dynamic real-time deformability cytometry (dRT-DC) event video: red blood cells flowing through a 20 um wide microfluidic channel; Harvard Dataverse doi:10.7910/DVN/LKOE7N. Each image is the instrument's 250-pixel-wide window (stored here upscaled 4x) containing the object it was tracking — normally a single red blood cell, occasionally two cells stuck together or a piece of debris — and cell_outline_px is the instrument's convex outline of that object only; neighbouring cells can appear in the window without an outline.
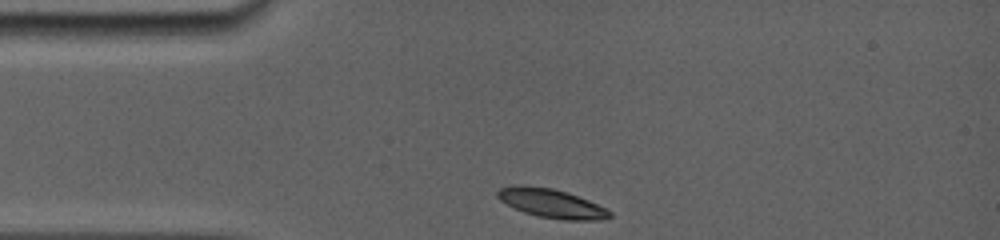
{"species": "common noctule bat (a hibernating species)", "species_latin": "Nyctalus noctula", "temperature_condition": "room temperature", "stored_images_in_passage": 30, "camera_frame_rate_fps": 5000, "um_per_image_px": 0.085, "animal": {"sex": "female", "body_mass_g": 19.0, "forearm_length_mm": 56.7}, "frame": {"image": 1, "passage_image": 1, "time_ms": 0.0, "image_size_px": [1000, 240], "cell_outline_px": [[612, 216], [600, 220], [564, 220], [536, 216], [524, 212], [500, 200], [496, 196], [496, 192], [500, 188], [512, 184], [520, 184], [552, 188], [568, 192], [588, 200], [612, 212]], "centroid_in_image_um": [46.84, 17.27], "position_along_channel_um": 38.2, "area_um2": 18.96}}
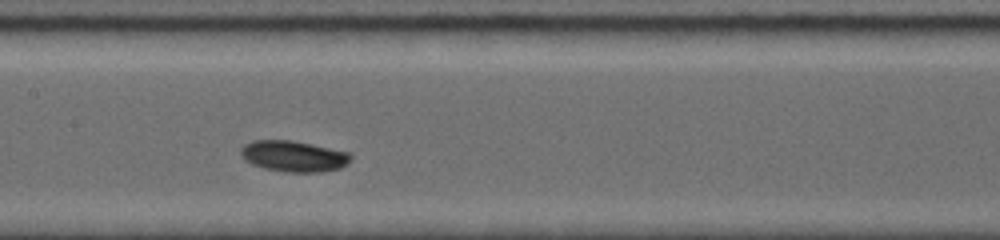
{"frame": {"image": 2, "passage_image": 18, "time_ms": 4.4, "image_size_px": [1000, 240], "cell_outline_px": [[352, 156], [348, 164], [340, 168], [320, 172], [288, 172], [264, 168], [252, 164], [244, 160], [240, 156], [240, 148], [244, 144], [252, 140], [292, 140], [352, 152]], "centroid_in_image_um": [24.96, 13.27], "position_along_channel_um": 182.4, "area_um2": 20.17}}
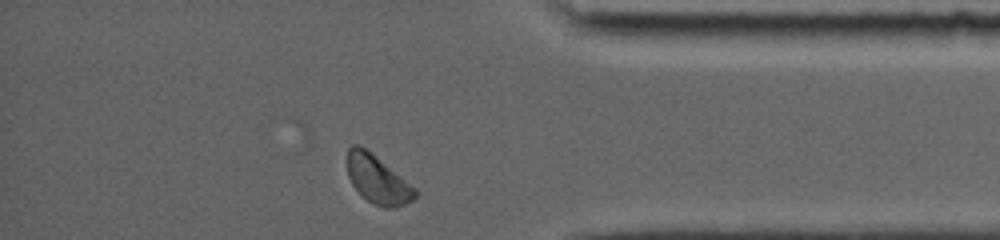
{"frame": {"image": 3, "passage_image": 30, "time_ms": 10.4, "image_size_px": [1000, 240], "cell_outline_px": [[416, 196], [412, 200], [396, 208], [384, 208], [372, 204], [352, 184], [348, 176], [348, 148], [352, 144], [360, 144], [372, 152], [416, 188]], "centroid_in_image_um": [32.1, 15.24], "position_along_channel_um": 403.1, "area_um2": 19.02}, "authors_computed_cell_mechanics": {"area_um2": 19.3341, "velocity_mm_per_s": 3.8124, "shape_relaxation_time_tau1_ms": 1.896, "shape_relaxation_time_tau2_ms": null, "deformation_change_tau1": 0.0983, "deformation_change_tau2": null}}